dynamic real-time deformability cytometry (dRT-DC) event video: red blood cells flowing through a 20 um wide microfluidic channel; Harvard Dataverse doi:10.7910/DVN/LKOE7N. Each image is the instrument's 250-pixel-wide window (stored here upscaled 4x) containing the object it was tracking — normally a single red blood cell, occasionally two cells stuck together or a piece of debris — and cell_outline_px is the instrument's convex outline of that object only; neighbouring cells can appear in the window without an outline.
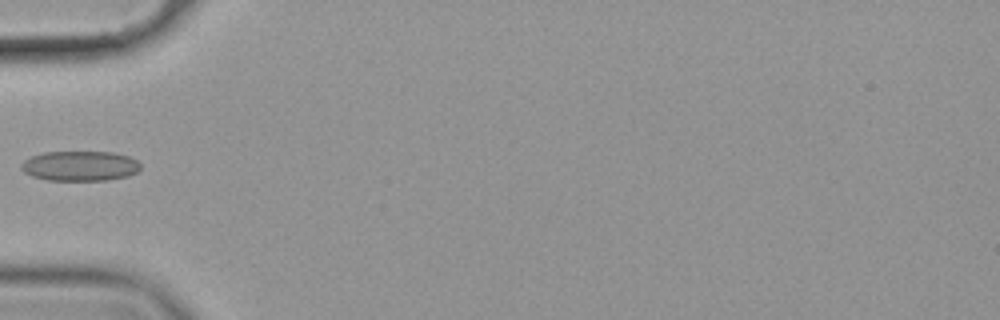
{"species": "common noctule bat (a hibernating species)", "species_latin": "Nyctalus noctula", "temperature_condition": "cold", "stored_images_in_passage": 33, "camera_frame_rate_fps": 3000, "um_per_image_px": 0.085, "animal": {"sex": "female", "body_mass_g": 19.9}, "frame": {"image": 1, "passage_image": 1, "time_ms": 0.0, "image_size_px": [1000, 320], "cell_outline_px": [[140, 168], [136, 172], [128, 176], [108, 180], [48, 180], [32, 176], [24, 172], [20, 168], [20, 164], [24, 160], [32, 156], [44, 152], [112, 152], [128, 156], [136, 160], [140, 164]], "centroid_in_image_um": [6.78, 14.1], "position_along_channel_um": 78.2, "area_um2": 20.81}}
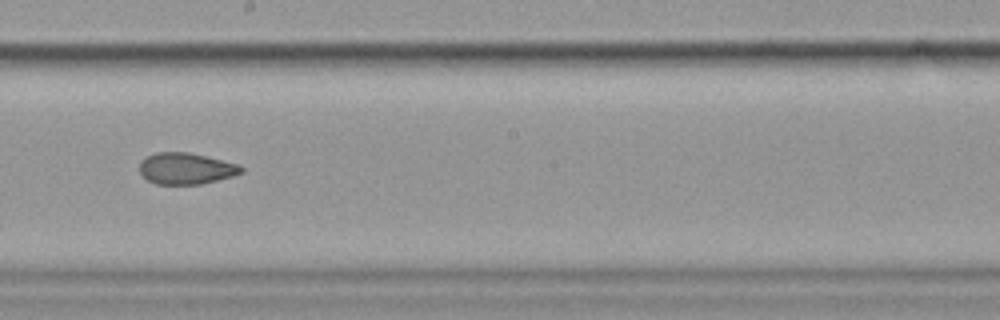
{"frame": {"image": 2, "passage_image": 14, "time_ms": 4.333, "image_size_px": [1000, 320], "cell_outline_px": [[244, 172], [232, 176], [200, 184], [156, 184], [148, 180], [140, 172], [140, 160], [156, 152], [188, 152], [236, 164], [244, 168]], "centroid_in_image_um": [15.78, 14.32], "position_along_channel_um": 232.4, "area_um2": 18.32}}
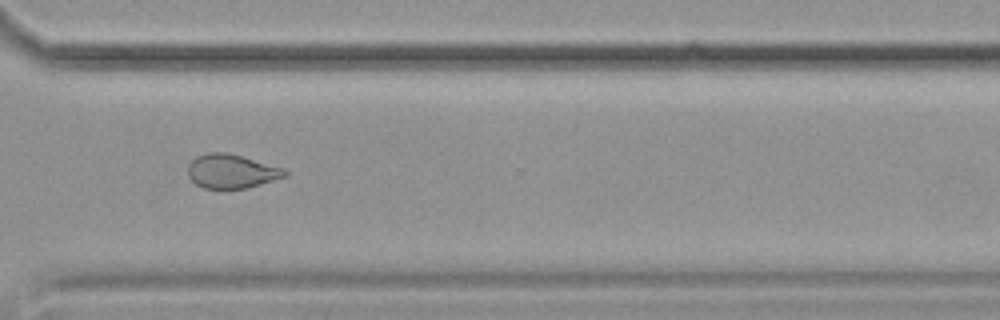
{"frame": {"image": 3, "passage_image": 24, "time_ms": 7.667, "image_size_px": [1000, 320], "cell_outline_px": [[288, 176], [248, 188], [204, 188], [196, 184], [188, 176], [188, 164], [196, 156], [208, 152], [224, 152], [240, 156], [284, 168], [288, 172]], "centroid_in_image_um": [19.68, 14.56], "position_along_channel_um": 350.9, "area_um2": 19.13}}